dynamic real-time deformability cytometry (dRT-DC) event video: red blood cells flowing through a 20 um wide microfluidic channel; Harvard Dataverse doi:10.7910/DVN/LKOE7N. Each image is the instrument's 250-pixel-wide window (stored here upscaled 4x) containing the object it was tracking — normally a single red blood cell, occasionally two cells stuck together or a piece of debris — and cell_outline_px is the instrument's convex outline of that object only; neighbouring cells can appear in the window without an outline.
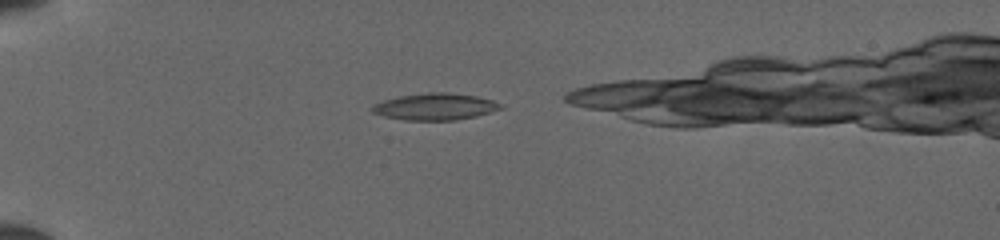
{"species": "common noctule bat (a hibernating species)", "species_latin": "Nyctalus noctula", "temperature_condition": "cold", "stored_images_in_passage": 31, "camera_frame_rate_fps": 3000, "um_per_image_px": 0.085, "animal": {"sex": "female", "body_mass_g": 19.5, "forearm_length_mm": 54.1}, "frame": {"image": 1, "passage_image": 1, "time_ms": 0.0, "image_size_px": [1000, 240], "cell_outline_px": [[504, 108], [476, 116], [456, 120], [404, 120], [384, 116], [372, 112], [372, 104], [384, 100], [400, 96], [428, 92], [444, 92], [476, 96], [492, 100], [504, 104]], "centroid_in_image_um": [37.01, 9.07], "position_along_channel_um": 48.0, "area_um2": 20.0}}
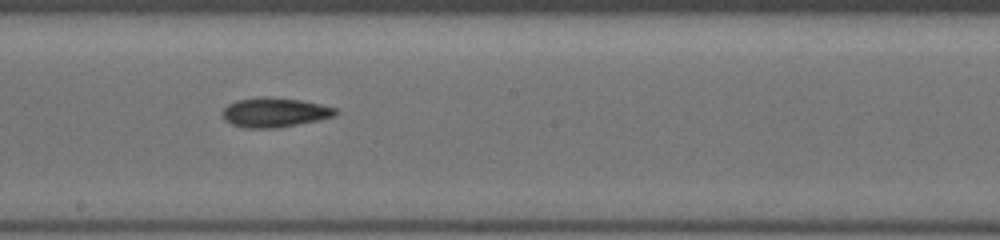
{"frame": {"image": 2, "passage_image": 16, "time_ms": 5.0, "image_size_px": [1000, 240], "cell_outline_px": [[340, 112], [332, 116], [320, 120], [276, 128], [244, 128], [232, 124], [224, 120], [224, 108], [228, 104], [236, 100], [300, 100], [320, 104], [336, 108]], "centroid_in_image_um": [23.38, 9.61], "position_along_channel_um": 224.8, "area_um2": 18.44}}
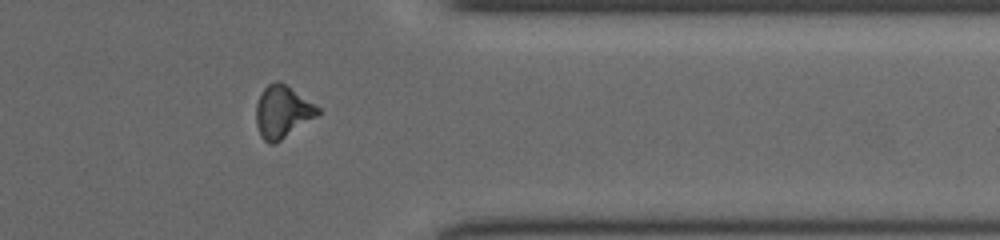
{"frame": {"image": 3, "passage_image": 28, "time_ms": 9.0, "image_size_px": [1000, 240], "cell_outline_px": [[320, 112], [316, 116], [276, 144], [268, 144], [260, 136], [256, 124], [256, 104], [264, 88], [268, 84], [276, 80], [280, 80], [320, 108]], "centroid_in_image_um": [23.98, 9.51], "position_along_channel_um": 387.4, "area_um2": 18.79}}